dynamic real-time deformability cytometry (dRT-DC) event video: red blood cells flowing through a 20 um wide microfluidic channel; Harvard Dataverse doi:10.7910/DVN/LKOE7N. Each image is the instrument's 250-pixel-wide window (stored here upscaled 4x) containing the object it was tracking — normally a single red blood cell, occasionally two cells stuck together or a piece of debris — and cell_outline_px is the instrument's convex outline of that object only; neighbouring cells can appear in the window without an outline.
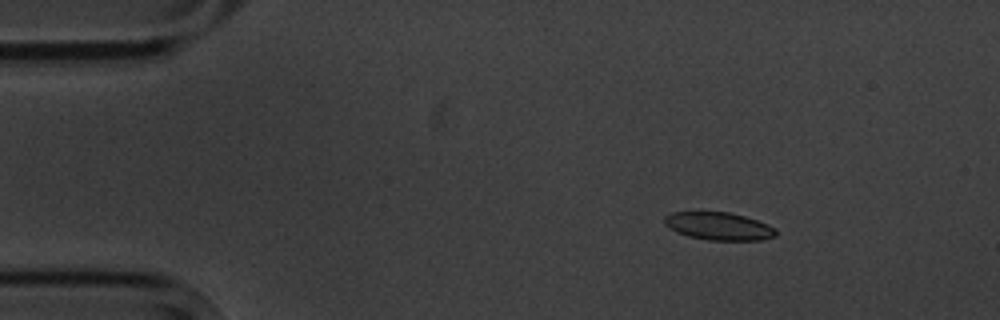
{"species": "common noctule bat (a hibernating species)", "species_latin": "Nyctalus noctula", "temperature_condition": "cold", "stored_images_in_passage": 4, "camera_frame_rate_fps": 3000, "um_per_image_px": 0.085, "animal": {"sex": "male", "body_mass_g": 20.1, "forearm_length_mm": 53.5}, "frame": {"image": 1, "passage_image": 2, "time_ms": 2.0, "image_size_px": [1000, 320], "cell_outline_px": [[776, 236], [760, 240], [708, 240], [688, 236], [676, 232], [668, 228], [664, 224], [664, 216], [672, 212], [728, 212], [744, 216], [768, 224], [776, 228]], "centroid_in_image_um": [61.07, 19.23], "position_along_channel_um": 23.9, "area_um2": 18.09}}